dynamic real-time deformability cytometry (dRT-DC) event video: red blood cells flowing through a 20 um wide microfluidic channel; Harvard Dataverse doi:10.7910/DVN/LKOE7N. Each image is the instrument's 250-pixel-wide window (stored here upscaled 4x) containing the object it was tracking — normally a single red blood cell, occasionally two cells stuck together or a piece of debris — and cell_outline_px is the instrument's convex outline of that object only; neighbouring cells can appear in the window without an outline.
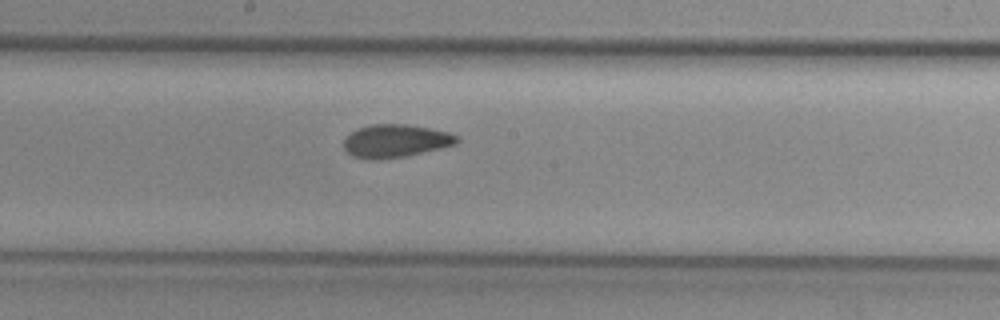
{"species": "common noctule bat (a hibernating species)", "species_latin": "Nyctalus noctula", "temperature_condition": "cold", "stored_images_in_passage": 8, "camera_frame_rate_fps": 3000, "um_per_image_px": 0.085, "animal": {"sex": "female", "body_mass_g": 29.2, "forearm_length_mm": 56.3}, "frame": {"image": 1, "passage_image": 8, "time_ms": 2.333, "image_size_px": [1000, 320], "cell_outline_px": [[460, 140], [456, 144], [408, 156], [376, 160], [368, 160], [352, 156], [344, 148], [344, 136], [360, 128], [372, 124], [408, 124], [448, 132], [460, 136]], "centroid_in_image_um": [33.62, 11.99], "position_along_channel_um": 214.6, "area_um2": 21.91}}